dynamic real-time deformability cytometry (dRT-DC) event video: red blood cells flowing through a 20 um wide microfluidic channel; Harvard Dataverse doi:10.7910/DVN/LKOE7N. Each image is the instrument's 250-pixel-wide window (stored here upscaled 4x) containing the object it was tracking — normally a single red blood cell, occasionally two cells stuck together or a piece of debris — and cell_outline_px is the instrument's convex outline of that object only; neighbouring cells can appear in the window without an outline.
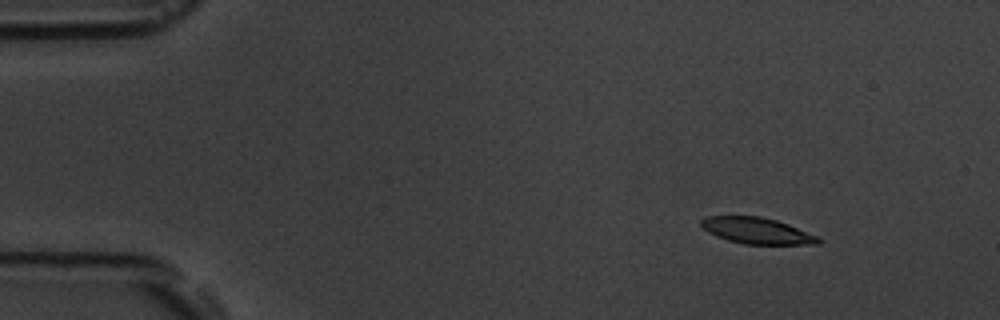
{"species": "common noctule bat (a hibernating species)", "species_latin": "Nyctalus noctula", "temperature_condition": "room temperature", "stored_images_in_passage": 5, "camera_frame_rate_fps": 3000, "um_per_image_px": 0.085, "animal": {"sex": "male", "body_mass_g": 19.5, "forearm_length_mm": 54.6}, "frame": {"image": 1, "passage_image": 2, "time_ms": 1.0, "image_size_px": [1000, 320], "cell_outline_px": [[820, 244], [744, 244], [728, 240], [716, 236], [708, 232], [700, 224], [700, 220], [704, 216], [760, 216], [776, 220], [788, 224], [820, 236]], "centroid_in_image_um": [64.34, 19.6], "position_along_channel_um": 20.7, "area_um2": 17.98}}
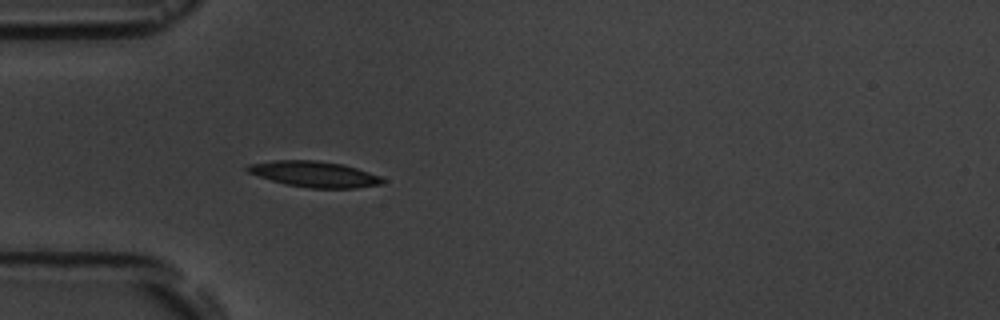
{"frame": {"image": 2, "passage_image": 5, "time_ms": 4.333, "image_size_px": [1000, 320], "cell_outline_px": [[388, 180], [384, 184], [356, 188], [312, 188], [284, 184], [248, 172], [244, 168], [248, 164], [276, 160], [316, 160], [344, 164], [380, 176]], "centroid_in_image_um": [26.77, 14.8], "position_along_channel_um": 58.2, "area_um2": 20.4}}